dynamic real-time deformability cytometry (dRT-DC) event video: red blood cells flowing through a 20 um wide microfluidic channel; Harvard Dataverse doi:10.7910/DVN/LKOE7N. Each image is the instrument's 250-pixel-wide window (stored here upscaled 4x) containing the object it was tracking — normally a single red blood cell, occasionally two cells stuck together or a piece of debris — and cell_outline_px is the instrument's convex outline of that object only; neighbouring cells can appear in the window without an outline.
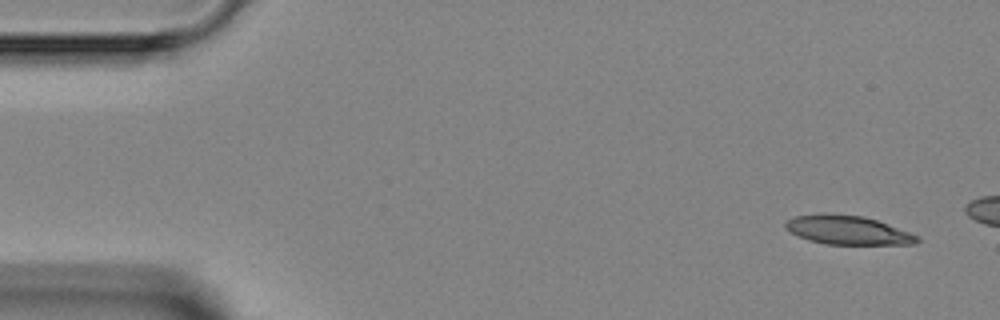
{"species": "Egyptian fruit bat (a non-hibernating species)", "species_latin": "Rousettus aegyptiacus", "temperature_condition": "room temperature", "stored_images_in_passage": 5, "camera_frame_rate_fps": 3000, "um_per_image_px": 0.085, "animal": {"sex": "female"}, "frame": {"image": 1, "passage_image": 1, "time_ms": 0.0, "image_size_px": [1000, 320], "cell_outline_px": [[920, 240], [916, 244], [824, 244], [808, 240], [784, 228], [784, 224], [788, 220], [796, 216], [824, 212], [864, 216], [876, 220], [920, 236]], "centroid_in_image_um": [72.05, 19.55], "position_along_channel_um": 12.9, "area_um2": 22.2}}
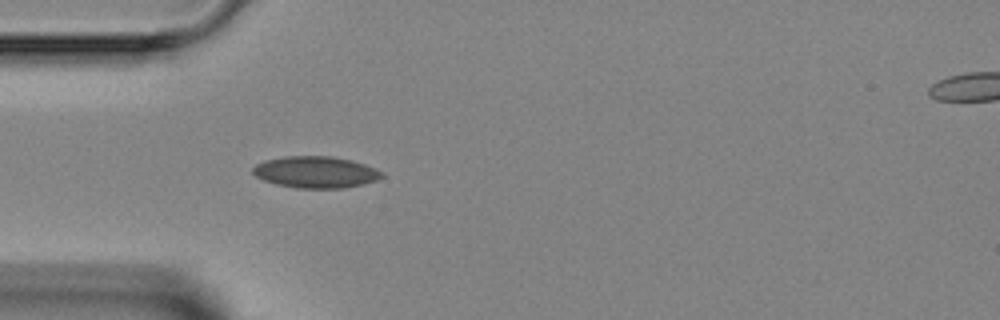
{"frame": {"image": 2, "passage_image": 5, "time_ms": 5.667, "image_size_px": [1000, 320], "cell_outline_px": [[384, 176], [376, 180], [364, 184], [344, 188], [296, 188], [276, 184], [264, 180], [256, 176], [252, 172], [252, 168], [256, 164], [264, 160], [284, 156], [332, 156], [352, 160], [364, 164], [384, 172]], "centroid_in_image_um": [26.83, 14.63], "position_along_channel_um": 58.2, "area_um2": 23.87}}